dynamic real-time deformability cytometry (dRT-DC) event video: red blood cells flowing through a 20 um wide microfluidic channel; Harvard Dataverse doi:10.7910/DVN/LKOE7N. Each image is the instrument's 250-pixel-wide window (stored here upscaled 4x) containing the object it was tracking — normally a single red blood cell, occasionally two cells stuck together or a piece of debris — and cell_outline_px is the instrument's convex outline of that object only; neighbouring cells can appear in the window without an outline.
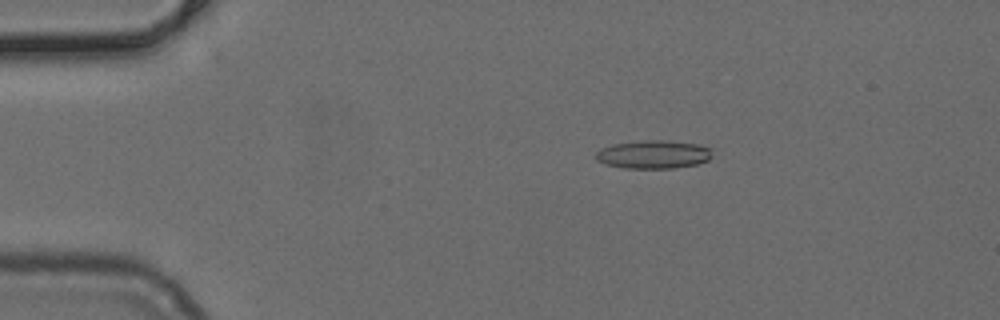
{"species": "common noctule bat (a hibernating species)", "species_latin": "Nyctalus noctula", "temperature_condition": "cold", "stored_images_in_passage": 22, "camera_frame_rate_fps": 3000, "um_per_image_px": 0.085, "animal": {"sex": "female", "body_mass_g": 24.6, "forearm_length_mm": 56.2}, "frame": {"image": 1, "passage_image": 3, "time_ms": 0.667, "image_size_px": [1000, 320], "cell_outline_px": [[712, 156], [708, 160], [696, 164], [676, 168], [624, 168], [604, 164], [596, 160], [596, 152], [600, 148], [612, 144], [644, 140], [668, 140], [696, 144], [712, 148]], "centroid_in_image_um": [55.53, 13.12], "position_along_channel_um": 29.5, "area_um2": 19.36}}
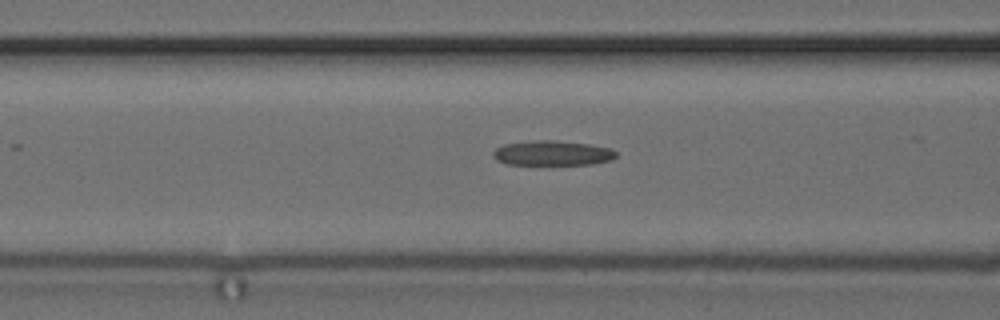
{"frame": {"image": 2, "passage_image": 14, "time_ms": 4.333, "image_size_px": [1000, 320], "cell_outline_px": [[616, 156], [612, 160], [592, 164], [504, 164], [496, 160], [492, 156], [492, 152], [496, 148], [504, 144], [532, 140], [556, 140], [588, 144], [612, 148], [616, 152]], "centroid_in_image_um": [46.93, 13.01], "position_along_channel_um": 119.7, "area_um2": 17.92}}
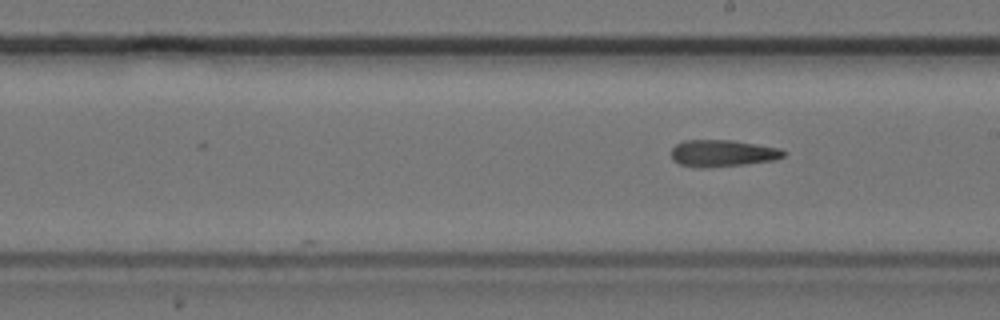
{"frame": {"image": 3, "passage_image": 22, "time_ms": 7.0, "image_size_px": [1000, 320], "cell_outline_px": [[788, 152], [784, 156], [772, 160], [744, 164], [700, 168], [680, 164], [672, 160], [672, 148], [676, 144], [684, 140], [732, 140], [780, 148]], "centroid_in_image_um": [61.41, 13.02], "position_along_channel_um": 227.6, "area_um2": 17.46}}